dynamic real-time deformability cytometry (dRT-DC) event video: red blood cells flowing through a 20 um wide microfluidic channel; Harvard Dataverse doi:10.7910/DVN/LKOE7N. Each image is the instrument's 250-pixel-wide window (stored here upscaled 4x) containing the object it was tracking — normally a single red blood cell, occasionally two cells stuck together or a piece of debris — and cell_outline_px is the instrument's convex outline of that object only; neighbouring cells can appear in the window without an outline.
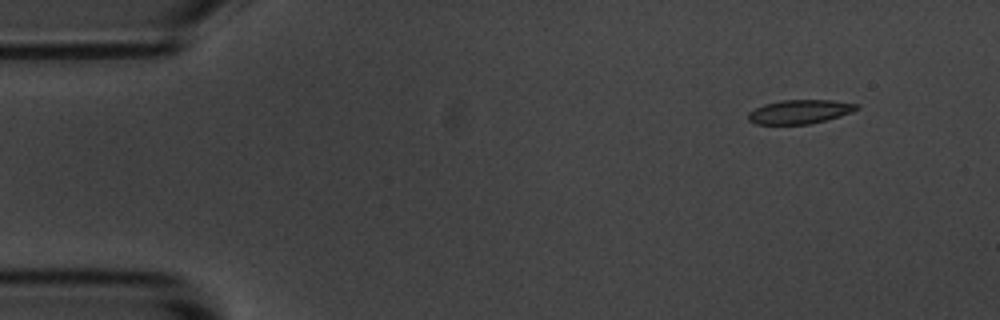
{"species": "common noctule bat (a hibernating species)", "species_latin": "Nyctalus noctula", "temperature_condition": "room temperature", "stored_images_in_passage": 4, "camera_frame_rate_fps": 3000, "um_per_image_px": 0.085, "animal": {"sex": "male", "body_mass_g": 20.1, "forearm_length_mm": 53.5}, "frame": {"image": 1, "passage_image": 1, "time_ms": 0.0, "image_size_px": [1000, 320], "cell_outline_px": [[860, 108], [852, 112], [840, 116], [808, 124], [756, 124], [748, 120], [748, 112], [764, 104], [780, 100], [832, 100], [860, 104]], "centroid_in_image_um": [67.99, 9.49], "position_along_channel_um": 17.0, "area_um2": 15.14}}
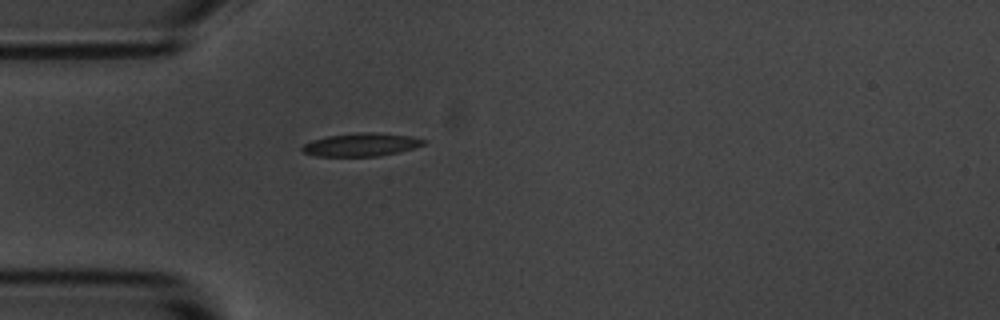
{"frame": {"image": 2, "passage_image": 4, "time_ms": 3.333, "image_size_px": [1000, 320], "cell_outline_px": [[428, 140], [424, 144], [412, 148], [380, 156], [316, 156], [304, 152], [300, 148], [304, 144], [312, 140], [328, 136], [360, 132], [372, 132], [412, 136]], "centroid_in_image_um": [30.7, 12.29], "position_along_channel_um": 54.3, "area_um2": 16.24}}